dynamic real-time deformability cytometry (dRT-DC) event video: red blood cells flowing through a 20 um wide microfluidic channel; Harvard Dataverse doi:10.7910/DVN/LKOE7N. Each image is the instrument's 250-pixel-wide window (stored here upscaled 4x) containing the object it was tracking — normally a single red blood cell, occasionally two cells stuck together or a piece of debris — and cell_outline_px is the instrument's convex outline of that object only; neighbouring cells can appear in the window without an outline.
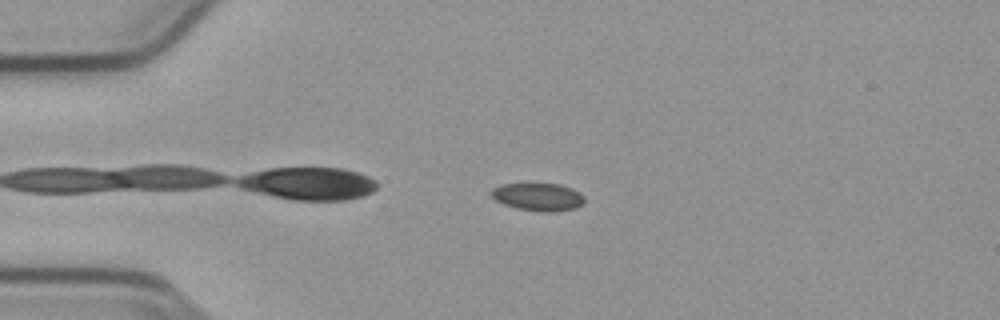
{"species": "common noctule bat (a hibernating species)", "species_latin": "Nyctalus noctula", "temperature_condition": "cold", "stored_images_in_passage": 45, "camera_frame_rate_fps": 3000, "um_per_image_px": 0.085, "animal": {"sex": "male", "body_mass_g": 23.1, "forearm_length_mm": 52.7}, "frame": {"image": 1, "passage_image": 4, "time_ms": 1.0, "image_size_px": [1000, 320], "cell_outline_px": [[584, 200], [576, 208], [552, 212], [544, 212], [516, 208], [504, 204], [496, 200], [492, 196], [492, 188], [500, 184], [532, 180], [560, 184], [572, 188], [580, 192], [584, 196]], "centroid_in_image_um": [45.72, 16.66], "position_along_channel_um": 39.3, "area_um2": 15.84}}
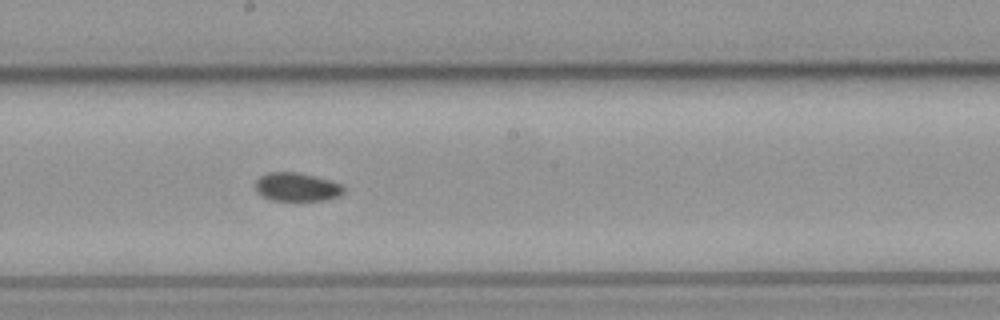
{"frame": {"image": 2, "passage_image": 21, "time_ms": 6.667, "image_size_px": [1000, 320], "cell_outline_px": [[344, 192], [340, 196], [324, 200], [272, 200], [256, 192], [256, 180], [260, 176], [268, 172], [300, 172], [344, 184]], "centroid_in_image_um": [25.26, 15.88], "position_along_channel_um": 222.9, "area_um2": 14.74}}
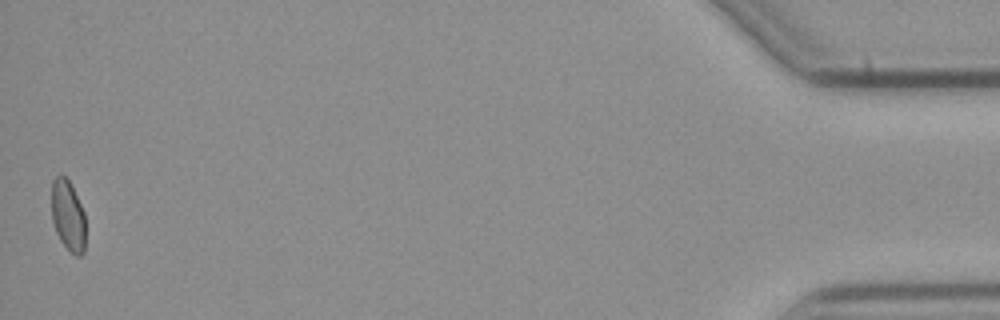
{"frame": {"image": 3, "passage_image": 45, "time_ms": 14.667, "image_size_px": [1000, 320], "cell_outline_px": [[84, 252], [80, 256], [76, 256], [60, 240], [56, 232], [52, 220], [52, 180], [56, 176], [64, 176], [68, 180], [84, 212]], "centroid_in_image_um": [5.76, 18.33], "position_along_channel_um": 429.4, "area_um2": 13.64}}